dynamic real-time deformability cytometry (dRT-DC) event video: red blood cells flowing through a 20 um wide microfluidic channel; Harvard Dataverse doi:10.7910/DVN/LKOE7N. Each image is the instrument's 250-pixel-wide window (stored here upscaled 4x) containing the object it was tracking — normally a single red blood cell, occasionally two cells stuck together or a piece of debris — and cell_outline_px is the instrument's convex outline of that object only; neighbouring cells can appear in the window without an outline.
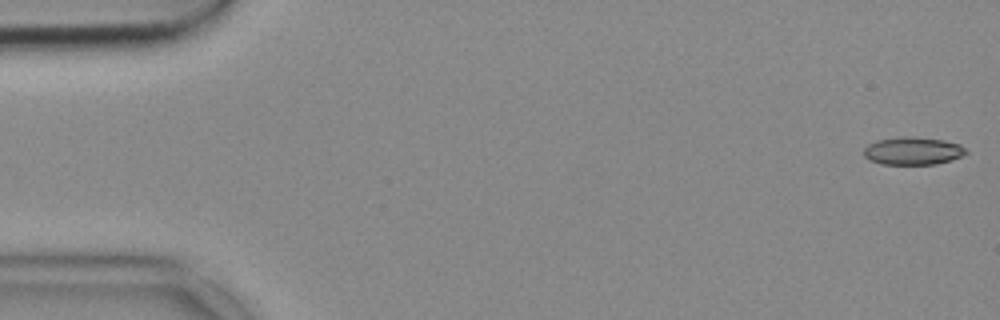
{"species": "common noctule bat (a hibernating species)", "species_latin": "Nyctalus noctula", "temperature_condition": "cold", "stored_images_in_passage": 53, "camera_frame_rate_fps": 3000, "um_per_image_px": 0.085, "animal": {"sex": "female", "body_mass_g": 18.4}, "frame": {"image": 1, "passage_image": 1, "time_ms": 0.0, "image_size_px": [1000, 320], "cell_outline_px": [[968, 152], [952, 160], [936, 164], [880, 164], [868, 160], [864, 156], [864, 148], [868, 144], [876, 140], [900, 136], [908, 136], [944, 140], [960, 144]], "centroid_in_image_um": [77.56, 12.82], "position_along_channel_um": 7.4, "area_um2": 16.65}}
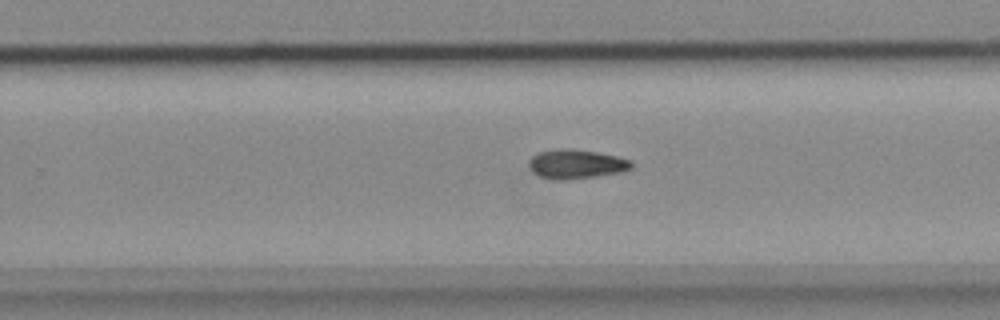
{"frame": {"image": 2, "passage_image": 33, "time_ms": 10.667, "image_size_px": [1000, 320], "cell_outline_px": [[632, 168], [620, 172], [596, 176], [568, 180], [560, 180], [540, 176], [532, 172], [528, 164], [528, 160], [536, 152], [556, 148], [572, 148], [596, 152], [616, 156], [632, 160]], "centroid_in_image_um": [48.94, 13.93], "position_along_channel_um": 280.9, "area_um2": 17.63}}
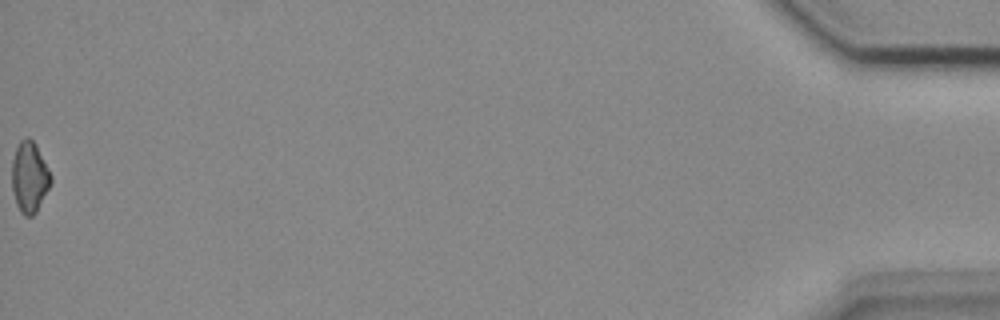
{"frame": {"image": 3, "passage_image": 53, "time_ms": 17.333, "image_size_px": [1000, 320], "cell_outline_px": [[52, 184], [36, 212], [32, 216], [24, 216], [20, 212], [16, 204], [12, 188], [12, 160], [16, 148], [20, 140], [24, 136], [28, 136], [36, 144], [52, 176]], "centroid_in_image_um": [2.51, 15.05], "position_along_channel_um": 432.7, "area_um2": 16.3}}